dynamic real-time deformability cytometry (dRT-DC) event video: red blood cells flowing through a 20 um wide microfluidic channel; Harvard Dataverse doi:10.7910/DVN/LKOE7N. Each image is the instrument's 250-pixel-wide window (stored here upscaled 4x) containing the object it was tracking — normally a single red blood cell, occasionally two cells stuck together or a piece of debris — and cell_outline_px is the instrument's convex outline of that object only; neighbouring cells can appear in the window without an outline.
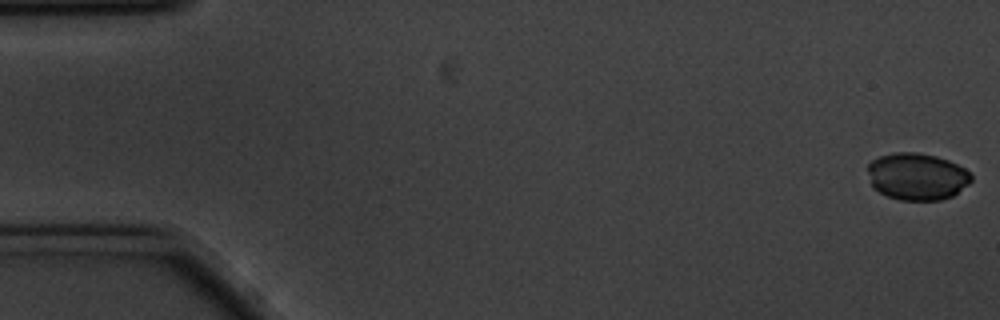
{"species": "common noctule bat (a hibernating species)", "species_latin": "Nyctalus noctula", "temperature_condition": "cold", "stored_images_in_passage": 58, "camera_frame_rate_fps": 3000, "um_per_image_px": 0.085, "animal": {"sex": "male", "body_mass_g": 20.1, "forearm_length_mm": 53.5}, "frame": {"image": 1, "passage_image": 1, "time_ms": 0.0, "image_size_px": [1000, 320], "cell_outline_px": [[972, 180], [968, 184], [952, 196], [940, 200], [900, 200], [888, 196], [872, 188], [868, 172], [868, 164], [872, 160], [880, 156], [892, 152], [920, 152], [936, 156], [948, 160], [964, 168], [972, 176]], "centroid_in_image_um": [77.93, 14.99], "position_along_channel_um": 7.1, "area_um2": 28.44}}
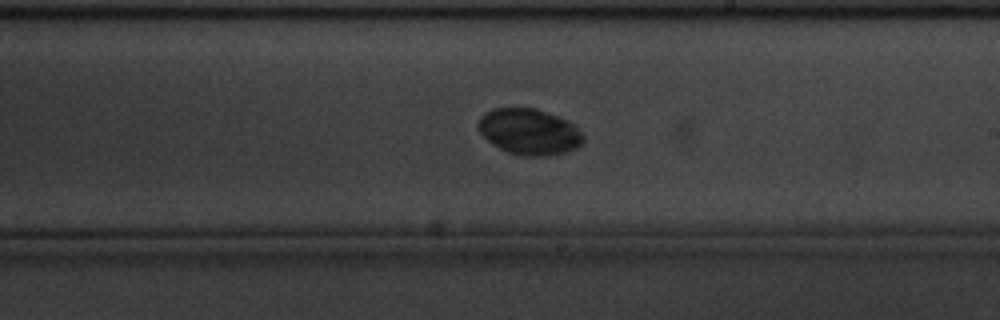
{"frame": {"image": 2, "passage_image": 33, "time_ms": 10.667, "image_size_px": [1000, 320], "cell_outline_px": [[584, 144], [568, 152], [556, 156], [520, 156], [508, 152], [500, 148], [488, 140], [476, 128], [476, 124], [480, 116], [484, 112], [492, 108], [536, 108], [560, 116], [568, 120], [584, 136]], "centroid_in_image_um": [44.99, 11.2], "position_along_channel_um": 244.0, "area_um2": 28.67}}
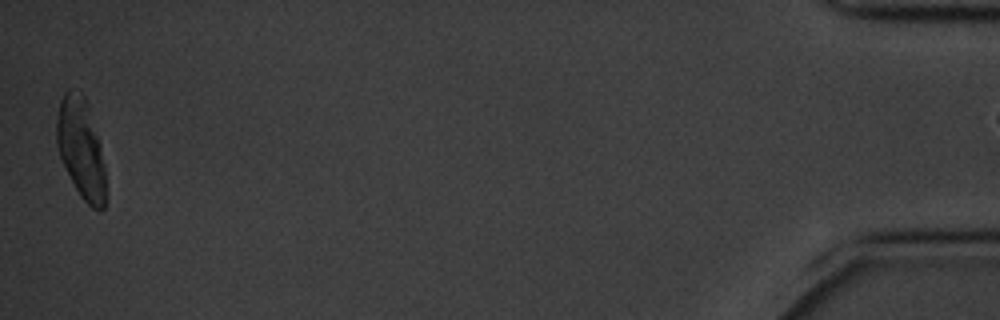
{"frame": {"image": 3, "passage_image": 57, "time_ms": 18.667, "image_size_px": [1000, 320], "cell_outline_px": [[108, 196], [104, 208], [100, 212], [92, 208], [80, 196], [60, 156], [56, 144], [56, 116], [60, 100], [64, 92], [68, 88], [80, 92], [84, 96], [88, 104], [100, 144], [104, 164]], "centroid_in_image_um": [6.91, 12.64], "position_along_channel_um": 428.3, "area_um2": 29.02}}